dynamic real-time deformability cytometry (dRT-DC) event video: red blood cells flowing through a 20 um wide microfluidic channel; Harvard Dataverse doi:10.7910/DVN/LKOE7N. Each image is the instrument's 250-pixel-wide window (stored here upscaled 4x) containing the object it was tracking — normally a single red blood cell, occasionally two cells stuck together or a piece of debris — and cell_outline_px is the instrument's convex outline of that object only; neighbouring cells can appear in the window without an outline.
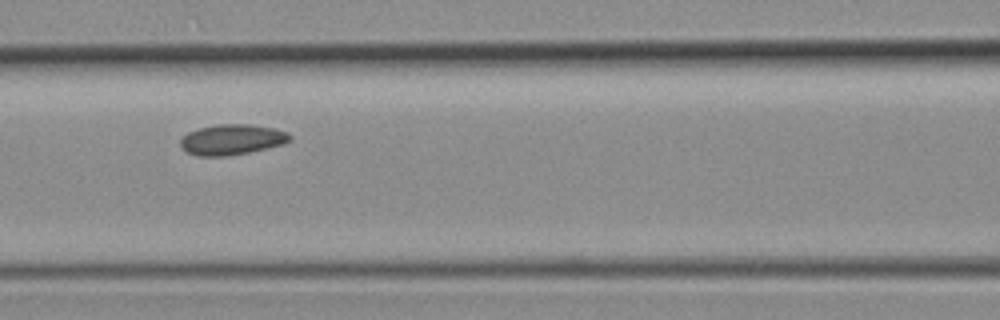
{"species": "common noctule bat (a hibernating species)", "species_latin": "Nyctalus noctula", "temperature_condition": "room temperature", "stored_images_in_passage": 4, "camera_frame_rate_fps": 3000, "um_per_image_px": 0.085, "animal": {"sex": "female", "body_mass_g": 19.3, "forearm_length_mm": 54.1}, "frame": {"image": 1, "passage_image": 3, "time_ms": 0.667, "image_size_px": [1000, 320], "cell_outline_px": [[292, 140], [280, 144], [248, 152], [224, 156], [196, 156], [188, 152], [180, 144], [180, 136], [188, 132], [200, 128], [216, 124], [252, 124], [276, 128], [288, 132], [292, 136]], "centroid_in_image_um": [19.71, 11.84], "position_along_channel_um": 146.9, "area_um2": 19.42}}
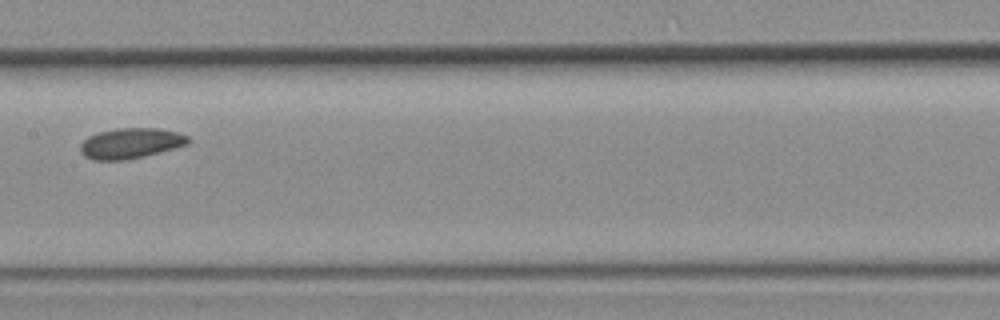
{"frame": {"image": 2, "passage_image": 4, "time_ms": 1.0, "image_size_px": [1000, 320], "cell_outline_px": [[192, 140], [188, 144], [144, 156], [124, 160], [92, 160], [84, 156], [80, 152], [80, 144], [88, 136], [96, 132], [116, 128], [156, 128], [180, 132], [188, 136]], "centroid_in_image_um": [11.09, 12.17], "position_along_channel_um": 196.3, "area_um2": 19.31}}